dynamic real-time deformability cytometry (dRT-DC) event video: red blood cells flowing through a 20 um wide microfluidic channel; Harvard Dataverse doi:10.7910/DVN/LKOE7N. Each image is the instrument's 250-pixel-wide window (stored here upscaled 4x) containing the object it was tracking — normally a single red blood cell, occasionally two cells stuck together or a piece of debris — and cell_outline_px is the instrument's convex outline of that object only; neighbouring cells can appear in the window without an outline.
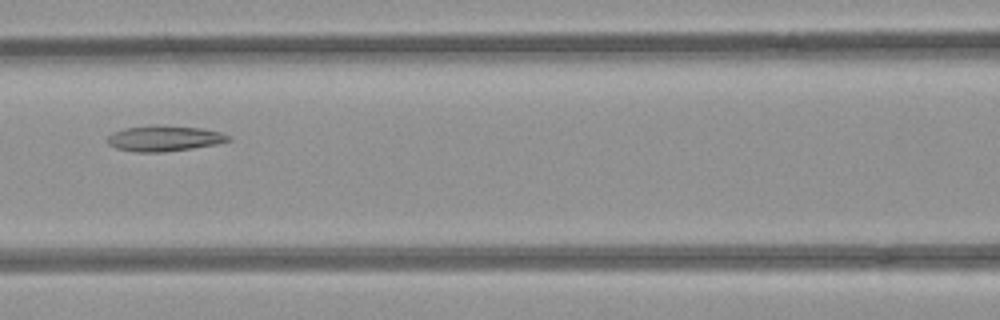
{"species": "common noctule bat (a hibernating species)", "species_latin": "Nyctalus noctula", "temperature_condition": "room temperature", "stored_images_in_passage": 3, "camera_frame_rate_fps": 3000, "um_per_image_px": 0.085, "animal": {"sex": "female", "body_mass_g": 21.9}, "frame": {"image": 1, "passage_image": 3, "time_ms": 0.667, "image_size_px": [1000, 320], "cell_outline_px": [[232, 140], [216, 144], [192, 148], [164, 152], [136, 152], [116, 148], [108, 144], [108, 136], [112, 132], [124, 128], [200, 128], [220, 132], [232, 136]], "centroid_in_image_um": [13.99, 11.82], "position_along_channel_um": 152.6, "area_um2": 17.11}}